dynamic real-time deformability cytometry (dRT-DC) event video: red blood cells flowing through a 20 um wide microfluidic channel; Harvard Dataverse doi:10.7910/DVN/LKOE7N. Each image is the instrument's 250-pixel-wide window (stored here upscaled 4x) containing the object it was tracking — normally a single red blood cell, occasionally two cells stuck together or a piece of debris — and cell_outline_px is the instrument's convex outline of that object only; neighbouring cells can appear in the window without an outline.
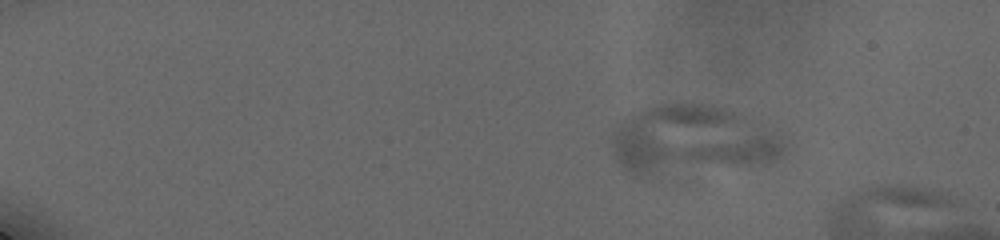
{"species": "human", "species_latin": "Homo sapiens", "temperature_condition": "cold", "stored_images_in_passage": 16, "camera_frame_rate_fps": 3000, "um_per_image_px": 0.085, "donor": {"sex": "male"}, "frame": {"image": 1, "passage_image": 8, "time_ms": 3.0, "image_size_px": [1000, 240], "cell_outline_px": [[788, 144], [784, 152], [780, 156], [768, 164], [652, 172], [632, 172], [624, 168], [616, 160], [612, 148], [612, 140], [616, 128], [620, 120], [644, 108], [660, 104], [712, 104], [776, 128], [788, 140]], "centroid_in_image_um": [58.94, 11.84], "position_along_channel_um": 26.1, "area_um2": 68.2}}